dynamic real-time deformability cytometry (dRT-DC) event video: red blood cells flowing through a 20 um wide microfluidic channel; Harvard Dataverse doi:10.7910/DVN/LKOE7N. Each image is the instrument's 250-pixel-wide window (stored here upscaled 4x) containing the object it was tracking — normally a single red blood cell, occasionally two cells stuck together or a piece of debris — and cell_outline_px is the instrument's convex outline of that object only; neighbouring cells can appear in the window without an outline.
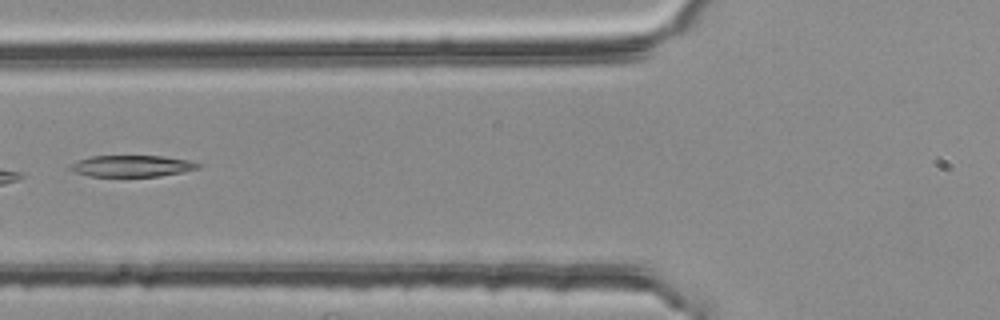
{"species": "common noctule bat (a hibernating species)", "species_latin": "Nyctalus noctula", "temperature_condition": "room temperature", "stored_images_in_passage": 5, "camera_frame_rate_fps": 3000, "um_per_image_px": 0.085, "animal": {"sex": "female", "body_mass_g": 25.1}, "frame": {"image": 1, "passage_image": 5, "time_ms": 1.333, "image_size_px": [1000, 320], "cell_outline_px": [[204, 164], [200, 168], [160, 176], [88, 176], [72, 172], [68, 168], [68, 164], [92, 156], [164, 156], [192, 160]], "centroid_in_image_um": [11.23, 14.11], "position_along_channel_um": 114.6, "area_um2": 16.18}}